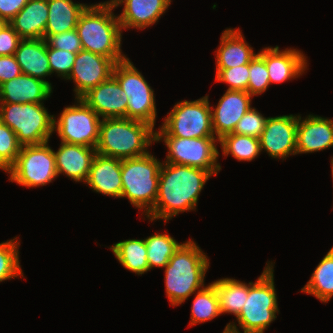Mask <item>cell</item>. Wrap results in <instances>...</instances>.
I'll return each instance as SVG.
<instances>
[{"instance_id": "6da1fadb", "label": "cell", "mask_w": 333, "mask_h": 333, "mask_svg": "<svg viewBox=\"0 0 333 333\" xmlns=\"http://www.w3.org/2000/svg\"><path fill=\"white\" fill-rule=\"evenodd\" d=\"M212 174L202 168L163 162L159 171L158 195L149 221L167 223L186 211H195L199 195Z\"/></svg>"}, {"instance_id": "7a4b0ae2", "label": "cell", "mask_w": 333, "mask_h": 333, "mask_svg": "<svg viewBox=\"0 0 333 333\" xmlns=\"http://www.w3.org/2000/svg\"><path fill=\"white\" fill-rule=\"evenodd\" d=\"M110 1L89 4L79 17L76 30L83 50L121 62L128 57L122 53V27Z\"/></svg>"}, {"instance_id": "3957f363", "label": "cell", "mask_w": 333, "mask_h": 333, "mask_svg": "<svg viewBox=\"0 0 333 333\" xmlns=\"http://www.w3.org/2000/svg\"><path fill=\"white\" fill-rule=\"evenodd\" d=\"M210 266L206 253L189 239L178 248L164 267L166 296L171 306H179L205 286Z\"/></svg>"}, {"instance_id": "277c9868", "label": "cell", "mask_w": 333, "mask_h": 333, "mask_svg": "<svg viewBox=\"0 0 333 333\" xmlns=\"http://www.w3.org/2000/svg\"><path fill=\"white\" fill-rule=\"evenodd\" d=\"M156 142V130L150 124L129 118L101 120L96 152L120 160L148 154V147Z\"/></svg>"}, {"instance_id": "5b68a950", "label": "cell", "mask_w": 333, "mask_h": 333, "mask_svg": "<svg viewBox=\"0 0 333 333\" xmlns=\"http://www.w3.org/2000/svg\"><path fill=\"white\" fill-rule=\"evenodd\" d=\"M160 162L150 152L121 160V198H127L144 217L153 209L158 195Z\"/></svg>"}, {"instance_id": "8992f818", "label": "cell", "mask_w": 333, "mask_h": 333, "mask_svg": "<svg viewBox=\"0 0 333 333\" xmlns=\"http://www.w3.org/2000/svg\"><path fill=\"white\" fill-rule=\"evenodd\" d=\"M274 264L272 261L266 262L256 282L248 283L247 300L236 317L242 333H264L276 320L279 308L274 285Z\"/></svg>"}, {"instance_id": "52a82bcc", "label": "cell", "mask_w": 333, "mask_h": 333, "mask_svg": "<svg viewBox=\"0 0 333 333\" xmlns=\"http://www.w3.org/2000/svg\"><path fill=\"white\" fill-rule=\"evenodd\" d=\"M0 121L15 132L22 146L50 141L54 133V115L44 103H0Z\"/></svg>"}, {"instance_id": "ba28073f", "label": "cell", "mask_w": 333, "mask_h": 333, "mask_svg": "<svg viewBox=\"0 0 333 333\" xmlns=\"http://www.w3.org/2000/svg\"><path fill=\"white\" fill-rule=\"evenodd\" d=\"M163 120L159 130H156V136L215 137L208 95L194 101L177 102Z\"/></svg>"}, {"instance_id": "9c48e42d", "label": "cell", "mask_w": 333, "mask_h": 333, "mask_svg": "<svg viewBox=\"0 0 333 333\" xmlns=\"http://www.w3.org/2000/svg\"><path fill=\"white\" fill-rule=\"evenodd\" d=\"M48 143L23 145L15 163L6 172L9 181L28 188L55 181L58 177L55 156Z\"/></svg>"}, {"instance_id": "30bf717a", "label": "cell", "mask_w": 333, "mask_h": 333, "mask_svg": "<svg viewBox=\"0 0 333 333\" xmlns=\"http://www.w3.org/2000/svg\"><path fill=\"white\" fill-rule=\"evenodd\" d=\"M113 76L128 97L127 118L155 127L157 109L154 90L129 58L114 66Z\"/></svg>"}, {"instance_id": "8fae6325", "label": "cell", "mask_w": 333, "mask_h": 333, "mask_svg": "<svg viewBox=\"0 0 333 333\" xmlns=\"http://www.w3.org/2000/svg\"><path fill=\"white\" fill-rule=\"evenodd\" d=\"M165 143L168 152L166 163L198 167L216 176L222 167L218 163L219 150L216 137L181 138L176 136H156L157 142Z\"/></svg>"}, {"instance_id": "7c38bea8", "label": "cell", "mask_w": 333, "mask_h": 333, "mask_svg": "<svg viewBox=\"0 0 333 333\" xmlns=\"http://www.w3.org/2000/svg\"><path fill=\"white\" fill-rule=\"evenodd\" d=\"M75 100L61 111L57 120L54 117L53 131L58 133L60 142L96 148L102 119L82 98Z\"/></svg>"}, {"instance_id": "4fadbf2b", "label": "cell", "mask_w": 333, "mask_h": 333, "mask_svg": "<svg viewBox=\"0 0 333 333\" xmlns=\"http://www.w3.org/2000/svg\"><path fill=\"white\" fill-rule=\"evenodd\" d=\"M116 62L108 57L90 51L77 53L74 65L66 80H73L75 99L82 98L91 89L113 75Z\"/></svg>"}, {"instance_id": "5bb4252c", "label": "cell", "mask_w": 333, "mask_h": 333, "mask_svg": "<svg viewBox=\"0 0 333 333\" xmlns=\"http://www.w3.org/2000/svg\"><path fill=\"white\" fill-rule=\"evenodd\" d=\"M298 115H280L268 117L260 136V151L273 159L285 160L296 155V135Z\"/></svg>"}, {"instance_id": "9a60e30c", "label": "cell", "mask_w": 333, "mask_h": 333, "mask_svg": "<svg viewBox=\"0 0 333 333\" xmlns=\"http://www.w3.org/2000/svg\"><path fill=\"white\" fill-rule=\"evenodd\" d=\"M258 54L265 60L270 85L299 78L308 69L307 57L297 48L279 50V46L264 47Z\"/></svg>"}, {"instance_id": "2e32d148", "label": "cell", "mask_w": 333, "mask_h": 333, "mask_svg": "<svg viewBox=\"0 0 333 333\" xmlns=\"http://www.w3.org/2000/svg\"><path fill=\"white\" fill-rule=\"evenodd\" d=\"M252 97L247 91L227 89L216 107L211 106L212 130L218 140L233 133L237 122L252 108Z\"/></svg>"}, {"instance_id": "e0dca14e", "label": "cell", "mask_w": 333, "mask_h": 333, "mask_svg": "<svg viewBox=\"0 0 333 333\" xmlns=\"http://www.w3.org/2000/svg\"><path fill=\"white\" fill-rule=\"evenodd\" d=\"M82 100L101 119L127 118L128 97L113 75L86 93Z\"/></svg>"}, {"instance_id": "ac0fdd59", "label": "cell", "mask_w": 333, "mask_h": 333, "mask_svg": "<svg viewBox=\"0 0 333 333\" xmlns=\"http://www.w3.org/2000/svg\"><path fill=\"white\" fill-rule=\"evenodd\" d=\"M114 8L123 5L121 14L117 15L122 30H144L156 24L168 10L171 0H109Z\"/></svg>"}, {"instance_id": "d6986e66", "label": "cell", "mask_w": 333, "mask_h": 333, "mask_svg": "<svg viewBox=\"0 0 333 333\" xmlns=\"http://www.w3.org/2000/svg\"><path fill=\"white\" fill-rule=\"evenodd\" d=\"M333 147V119L298 114L296 155L314 153Z\"/></svg>"}, {"instance_id": "ffe728a7", "label": "cell", "mask_w": 333, "mask_h": 333, "mask_svg": "<svg viewBox=\"0 0 333 333\" xmlns=\"http://www.w3.org/2000/svg\"><path fill=\"white\" fill-rule=\"evenodd\" d=\"M55 166L58 176L63 174L75 182H86L96 148L61 142L55 152Z\"/></svg>"}, {"instance_id": "44dd1931", "label": "cell", "mask_w": 333, "mask_h": 333, "mask_svg": "<svg viewBox=\"0 0 333 333\" xmlns=\"http://www.w3.org/2000/svg\"><path fill=\"white\" fill-rule=\"evenodd\" d=\"M85 184L96 193L121 198V160L96 154Z\"/></svg>"}, {"instance_id": "7402d4cb", "label": "cell", "mask_w": 333, "mask_h": 333, "mask_svg": "<svg viewBox=\"0 0 333 333\" xmlns=\"http://www.w3.org/2000/svg\"><path fill=\"white\" fill-rule=\"evenodd\" d=\"M53 93L44 81L21 74L0 85V103H43Z\"/></svg>"}, {"instance_id": "603a6c76", "label": "cell", "mask_w": 333, "mask_h": 333, "mask_svg": "<svg viewBox=\"0 0 333 333\" xmlns=\"http://www.w3.org/2000/svg\"><path fill=\"white\" fill-rule=\"evenodd\" d=\"M239 28H227L221 34L216 53V69H229L249 64L257 53L244 39Z\"/></svg>"}, {"instance_id": "cb8c5ba5", "label": "cell", "mask_w": 333, "mask_h": 333, "mask_svg": "<svg viewBox=\"0 0 333 333\" xmlns=\"http://www.w3.org/2000/svg\"><path fill=\"white\" fill-rule=\"evenodd\" d=\"M14 55L22 74L40 79L53 89L51 82L45 79L52 75L45 39H22Z\"/></svg>"}, {"instance_id": "d4e9b609", "label": "cell", "mask_w": 333, "mask_h": 333, "mask_svg": "<svg viewBox=\"0 0 333 333\" xmlns=\"http://www.w3.org/2000/svg\"><path fill=\"white\" fill-rule=\"evenodd\" d=\"M48 21V0H29L9 21L22 39H44Z\"/></svg>"}, {"instance_id": "484cf974", "label": "cell", "mask_w": 333, "mask_h": 333, "mask_svg": "<svg viewBox=\"0 0 333 333\" xmlns=\"http://www.w3.org/2000/svg\"><path fill=\"white\" fill-rule=\"evenodd\" d=\"M88 5L72 0H48L45 36L76 29L79 17Z\"/></svg>"}, {"instance_id": "4316f807", "label": "cell", "mask_w": 333, "mask_h": 333, "mask_svg": "<svg viewBox=\"0 0 333 333\" xmlns=\"http://www.w3.org/2000/svg\"><path fill=\"white\" fill-rule=\"evenodd\" d=\"M109 249L125 269L138 276L149 271L144 239H126L113 244Z\"/></svg>"}, {"instance_id": "83f0119b", "label": "cell", "mask_w": 333, "mask_h": 333, "mask_svg": "<svg viewBox=\"0 0 333 333\" xmlns=\"http://www.w3.org/2000/svg\"><path fill=\"white\" fill-rule=\"evenodd\" d=\"M219 299V309L222 314L238 316L248 297V284L234 278H221L212 282Z\"/></svg>"}, {"instance_id": "f1b7e54d", "label": "cell", "mask_w": 333, "mask_h": 333, "mask_svg": "<svg viewBox=\"0 0 333 333\" xmlns=\"http://www.w3.org/2000/svg\"><path fill=\"white\" fill-rule=\"evenodd\" d=\"M301 292L313 295L322 303H328L333 297V249L332 247L319 262L310 280Z\"/></svg>"}, {"instance_id": "f546056e", "label": "cell", "mask_w": 333, "mask_h": 333, "mask_svg": "<svg viewBox=\"0 0 333 333\" xmlns=\"http://www.w3.org/2000/svg\"><path fill=\"white\" fill-rule=\"evenodd\" d=\"M219 299L213 283L195 292L189 326L205 323L220 316Z\"/></svg>"}, {"instance_id": "4dcf8cb0", "label": "cell", "mask_w": 333, "mask_h": 333, "mask_svg": "<svg viewBox=\"0 0 333 333\" xmlns=\"http://www.w3.org/2000/svg\"><path fill=\"white\" fill-rule=\"evenodd\" d=\"M220 143L223 156H231L240 161H252L261 154L260 151V139L247 136L230 133L223 136L218 140Z\"/></svg>"}, {"instance_id": "1f68e13d", "label": "cell", "mask_w": 333, "mask_h": 333, "mask_svg": "<svg viewBox=\"0 0 333 333\" xmlns=\"http://www.w3.org/2000/svg\"><path fill=\"white\" fill-rule=\"evenodd\" d=\"M147 248L149 271L152 268H164L173 254L183 243H178L168 233H155L144 238Z\"/></svg>"}, {"instance_id": "d6a6232c", "label": "cell", "mask_w": 333, "mask_h": 333, "mask_svg": "<svg viewBox=\"0 0 333 333\" xmlns=\"http://www.w3.org/2000/svg\"><path fill=\"white\" fill-rule=\"evenodd\" d=\"M18 237L0 243V282L24 278L19 259L20 241Z\"/></svg>"}, {"instance_id": "836d02e7", "label": "cell", "mask_w": 333, "mask_h": 333, "mask_svg": "<svg viewBox=\"0 0 333 333\" xmlns=\"http://www.w3.org/2000/svg\"><path fill=\"white\" fill-rule=\"evenodd\" d=\"M22 145L15 132L0 122V169L7 170L15 163Z\"/></svg>"}, {"instance_id": "e575fe53", "label": "cell", "mask_w": 333, "mask_h": 333, "mask_svg": "<svg viewBox=\"0 0 333 333\" xmlns=\"http://www.w3.org/2000/svg\"><path fill=\"white\" fill-rule=\"evenodd\" d=\"M270 86L265 60L257 53L249 63V81L247 92L251 96L261 95Z\"/></svg>"}, {"instance_id": "d590c367", "label": "cell", "mask_w": 333, "mask_h": 333, "mask_svg": "<svg viewBox=\"0 0 333 333\" xmlns=\"http://www.w3.org/2000/svg\"><path fill=\"white\" fill-rule=\"evenodd\" d=\"M215 82L227 84L228 90L247 91L249 81V64L229 69H216Z\"/></svg>"}, {"instance_id": "8d00e7d4", "label": "cell", "mask_w": 333, "mask_h": 333, "mask_svg": "<svg viewBox=\"0 0 333 333\" xmlns=\"http://www.w3.org/2000/svg\"><path fill=\"white\" fill-rule=\"evenodd\" d=\"M47 55L51 74L55 73L66 80L70 75L77 53L52 48L47 44Z\"/></svg>"}, {"instance_id": "74e56055", "label": "cell", "mask_w": 333, "mask_h": 333, "mask_svg": "<svg viewBox=\"0 0 333 333\" xmlns=\"http://www.w3.org/2000/svg\"><path fill=\"white\" fill-rule=\"evenodd\" d=\"M268 117H264L255 107L247 111L237 122L233 131L235 134L260 138Z\"/></svg>"}, {"instance_id": "f35d334b", "label": "cell", "mask_w": 333, "mask_h": 333, "mask_svg": "<svg viewBox=\"0 0 333 333\" xmlns=\"http://www.w3.org/2000/svg\"><path fill=\"white\" fill-rule=\"evenodd\" d=\"M44 39L50 47L59 50H66L72 53H78L83 50L81 40L76 29L52 36H44Z\"/></svg>"}, {"instance_id": "ab89813d", "label": "cell", "mask_w": 333, "mask_h": 333, "mask_svg": "<svg viewBox=\"0 0 333 333\" xmlns=\"http://www.w3.org/2000/svg\"><path fill=\"white\" fill-rule=\"evenodd\" d=\"M22 38L10 24L0 32V56L14 55Z\"/></svg>"}, {"instance_id": "60d3db41", "label": "cell", "mask_w": 333, "mask_h": 333, "mask_svg": "<svg viewBox=\"0 0 333 333\" xmlns=\"http://www.w3.org/2000/svg\"><path fill=\"white\" fill-rule=\"evenodd\" d=\"M22 74L15 55L0 56V85Z\"/></svg>"}, {"instance_id": "b9f144b4", "label": "cell", "mask_w": 333, "mask_h": 333, "mask_svg": "<svg viewBox=\"0 0 333 333\" xmlns=\"http://www.w3.org/2000/svg\"><path fill=\"white\" fill-rule=\"evenodd\" d=\"M28 1L29 0H0V17L9 22Z\"/></svg>"}, {"instance_id": "7bdbcfd3", "label": "cell", "mask_w": 333, "mask_h": 333, "mask_svg": "<svg viewBox=\"0 0 333 333\" xmlns=\"http://www.w3.org/2000/svg\"><path fill=\"white\" fill-rule=\"evenodd\" d=\"M222 333H241L235 322H229Z\"/></svg>"}, {"instance_id": "ee69618b", "label": "cell", "mask_w": 333, "mask_h": 333, "mask_svg": "<svg viewBox=\"0 0 333 333\" xmlns=\"http://www.w3.org/2000/svg\"><path fill=\"white\" fill-rule=\"evenodd\" d=\"M8 24H9V22H8L6 19L0 17V32H1V31L3 30V28L6 27Z\"/></svg>"}, {"instance_id": "f6af8a7d", "label": "cell", "mask_w": 333, "mask_h": 333, "mask_svg": "<svg viewBox=\"0 0 333 333\" xmlns=\"http://www.w3.org/2000/svg\"><path fill=\"white\" fill-rule=\"evenodd\" d=\"M330 160H331V166H332L331 169H332V180H333V156H331V159H330Z\"/></svg>"}]
</instances>
